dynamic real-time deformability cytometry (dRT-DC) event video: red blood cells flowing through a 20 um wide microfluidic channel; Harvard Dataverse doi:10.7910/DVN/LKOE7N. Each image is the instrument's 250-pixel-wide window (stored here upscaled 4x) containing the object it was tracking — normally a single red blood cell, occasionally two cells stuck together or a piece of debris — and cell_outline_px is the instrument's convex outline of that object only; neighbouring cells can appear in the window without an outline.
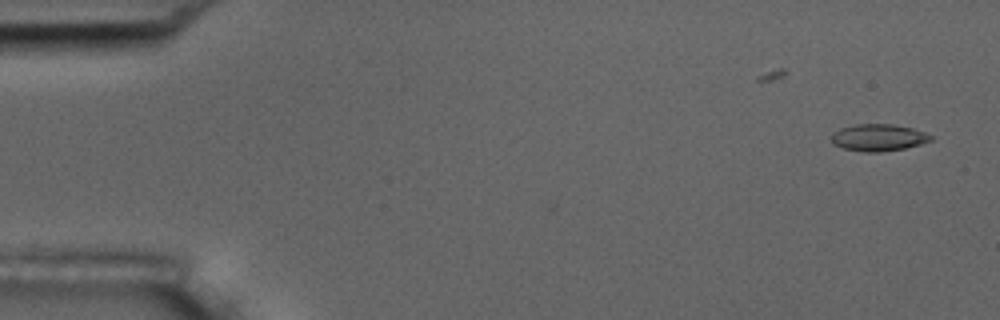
{"species": "common noctule bat (a hibernating species)", "species_latin": "Nyctalus noctula", "temperature_condition": "room temperature", "stored_images_in_passage": 2, "camera_frame_rate_fps": 3000, "um_per_image_px": 0.085, "animal": {"sex": "male", "body_mass_g": 17.5, "forearm_length_mm": 52.3}, "frame": {"image": 1, "passage_image": 2, "time_ms": 1.333, "image_size_px": [1000, 320], "cell_outline_px": [[932, 140], [920, 144], [904, 148], [880, 152], [864, 152], [844, 148], [832, 144], [832, 132], [840, 128], [856, 124], [892, 124], [912, 128], [924, 132], [932, 136]], "centroid_in_image_um": [74.64, 11.69], "position_along_channel_um": 10.4, "area_um2": 15.55}}